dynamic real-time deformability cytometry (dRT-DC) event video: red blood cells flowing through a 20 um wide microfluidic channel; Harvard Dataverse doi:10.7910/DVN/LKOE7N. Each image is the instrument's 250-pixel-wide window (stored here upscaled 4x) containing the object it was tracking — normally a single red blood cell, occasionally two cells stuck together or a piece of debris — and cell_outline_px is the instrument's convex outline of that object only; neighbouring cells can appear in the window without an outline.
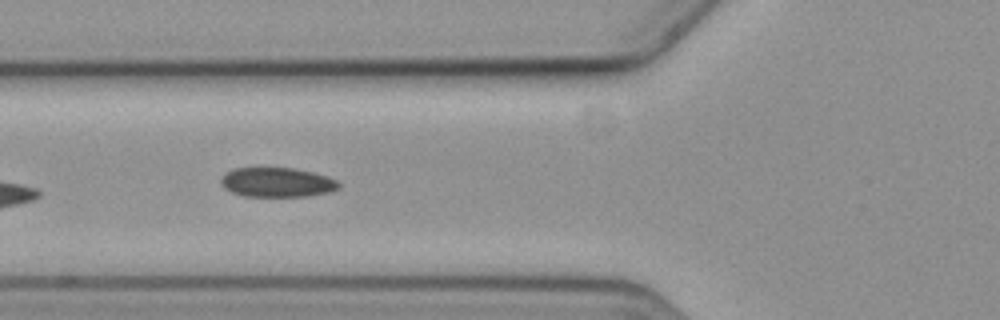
{"species": "common noctule bat (a hibernating species)", "species_latin": "Nyctalus noctula", "temperature_condition": "cold", "stored_images_in_passage": 12, "camera_frame_rate_fps": 3000, "um_per_image_px": 0.085, "animal": {"sex": "female", "body_mass_g": 19.3, "forearm_length_mm": 54.1}, "frame": {"image": 1, "passage_image": 3, "time_ms": 3.333, "image_size_px": [1000, 320], "cell_outline_px": [[340, 188], [328, 192], [308, 196], [244, 196], [232, 192], [224, 188], [220, 184], [220, 180], [224, 172], [236, 168], [296, 168], [328, 176], [336, 180], [340, 184]], "centroid_in_image_um": [23.53, 15.49], "position_along_channel_um": 102.3, "area_um2": 20.35}}
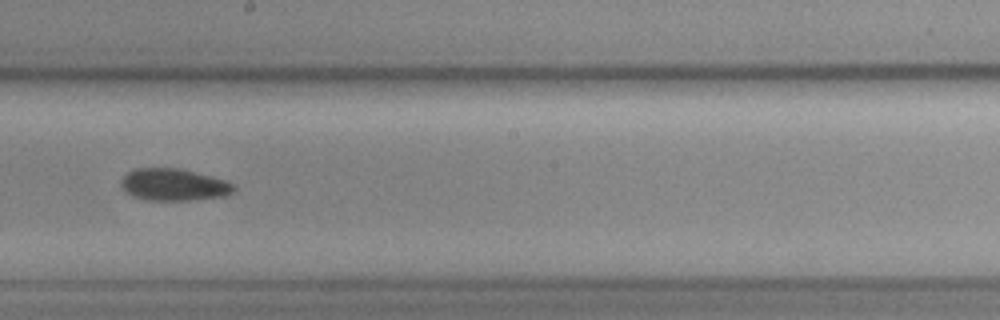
{"frame": {"image": 2, "passage_image": 6, "time_ms": 7.0, "image_size_px": [1000, 320], "cell_outline_px": [[236, 188], [232, 192], [224, 196], [188, 200], [144, 200], [132, 196], [120, 188], [120, 180], [128, 172], [136, 168], [180, 168], [212, 176], [224, 180], [232, 184]], "centroid_in_image_um": [14.72, 15.7], "position_along_channel_um": 233.5, "area_um2": 21.1}}
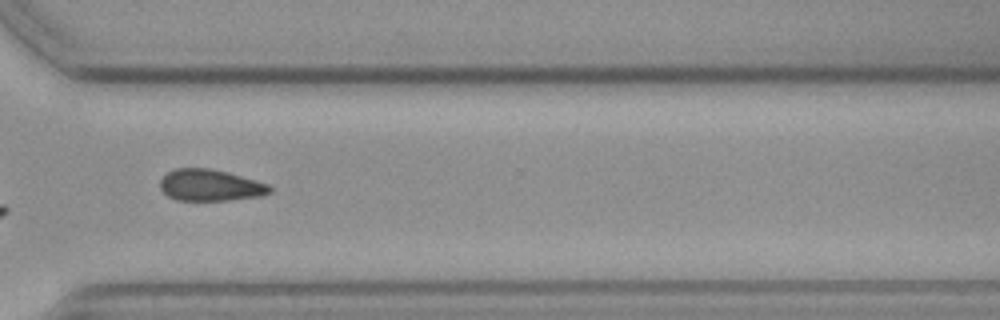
{"frame": {"image": 3, "passage_image": 9, "time_ms": 10.333, "image_size_px": [1000, 320], "cell_outline_px": [[272, 192], [260, 196], [228, 200], [176, 200], [168, 196], [160, 188], [160, 180], [168, 172], [176, 168], [208, 168], [228, 172], [268, 184], [272, 188]], "centroid_in_image_um": [17.87, 15.74], "position_along_channel_um": 352.7, "area_um2": 20.06}, "authors_computed_cell_mechanics": {"area_um2": 20.2011, "velocity_mm_per_s": 3.5885, "shape_relaxation_time_tau1_ms": 3.906, "shape_relaxation_time_tau2_ms": null, "deformation_change_tau1": 0.0599, "deformation_change_tau2": null}}